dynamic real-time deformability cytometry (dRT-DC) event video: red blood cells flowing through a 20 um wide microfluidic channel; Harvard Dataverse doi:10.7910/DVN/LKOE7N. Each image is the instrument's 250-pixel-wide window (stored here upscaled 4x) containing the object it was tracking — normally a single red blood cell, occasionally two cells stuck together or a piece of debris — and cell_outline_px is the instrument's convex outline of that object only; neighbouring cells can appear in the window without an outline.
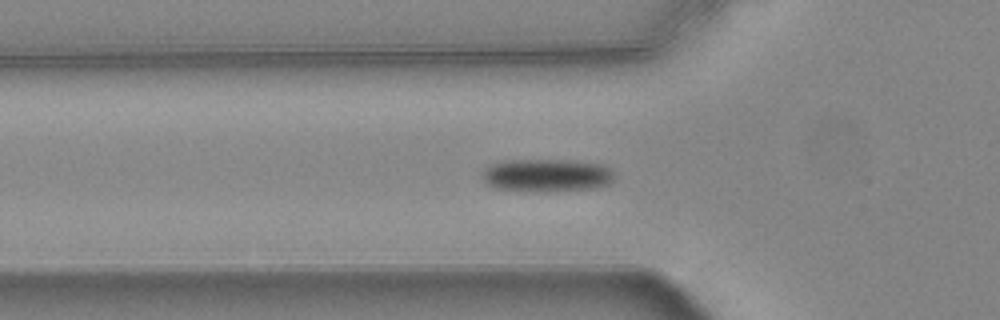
{"species": "common noctule bat (a hibernating species)", "species_latin": "Nyctalus noctula", "temperature_condition": "warm", "stored_images_in_passage": 44, "camera_frame_rate_fps": 3000, "um_per_image_px": 0.085, "animal": {"sex": "female", "body_mass_g": 24.6, "forearm_length_mm": 56.2}, "frame": {"image": 1, "passage_image": 6, "time_ms": 1.667, "image_size_px": [1000, 320], "cell_outline_px": [[612, 180], [608, 184], [596, 188], [556, 192], [532, 192], [496, 188], [488, 184], [484, 180], [480, 172], [484, 168], [492, 164], [504, 160], [572, 160], [604, 164], [612, 168]], "centroid_in_image_um": [46.48, 14.91], "position_along_channel_um": 79.3, "area_um2": 25.89}}
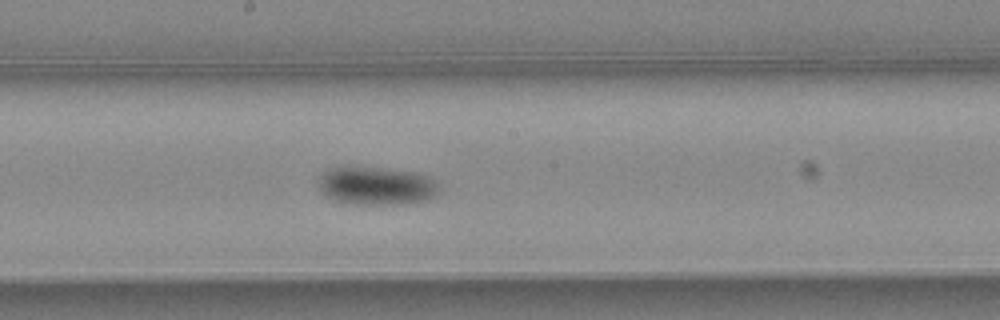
{"frame": {"image": 2, "passage_image": 17, "time_ms": 5.333, "image_size_px": [1000, 320], "cell_outline_px": [[440, 188], [436, 196], [428, 200], [400, 204], [352, 204], [336, 200], [324, 196], [320, 192], [316, 180], [328, 168], [344, 164], [352, 164], [388, 168], [416, 172], [428, 176]], "centroid_in_image_um": [31.91, 15.75], "position_along_channel_um": 216.3, "area_um2": 27.92}}
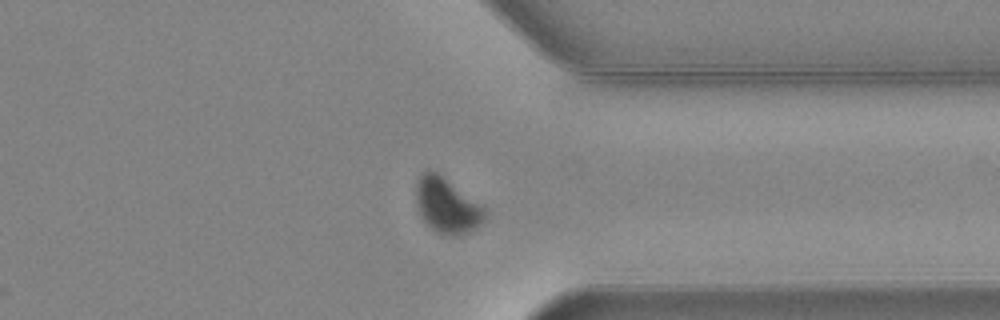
{"frame": {"image": 3, "passage_image": 30, "time_ms": 9.667, "image_size_px": [1000, 320], "cell_outline_px": [[488, 212], [484, 220], [476, 228], [468, 232], [452, 236], [448, 236], [432, 228], [420, 216], [416, 204], [416, 180], [428, 168], [436, 172], [488, 208]], "centroid_in_image_um": [38.01, 17.46], "position_along_channel_um": 373.4, "area_um2": 22.2}, "authors_computed_cell_mechanics": {"area_um2": 24.3627, "velocity_mm_per_s": 3.703, "shape_relaxation_time_tau1_ms": 2.8266, "shape_relaxation_time_tau2_ms": null, "deformation_change_tau1": 0.0934, "deformation_change_tau2": null}}